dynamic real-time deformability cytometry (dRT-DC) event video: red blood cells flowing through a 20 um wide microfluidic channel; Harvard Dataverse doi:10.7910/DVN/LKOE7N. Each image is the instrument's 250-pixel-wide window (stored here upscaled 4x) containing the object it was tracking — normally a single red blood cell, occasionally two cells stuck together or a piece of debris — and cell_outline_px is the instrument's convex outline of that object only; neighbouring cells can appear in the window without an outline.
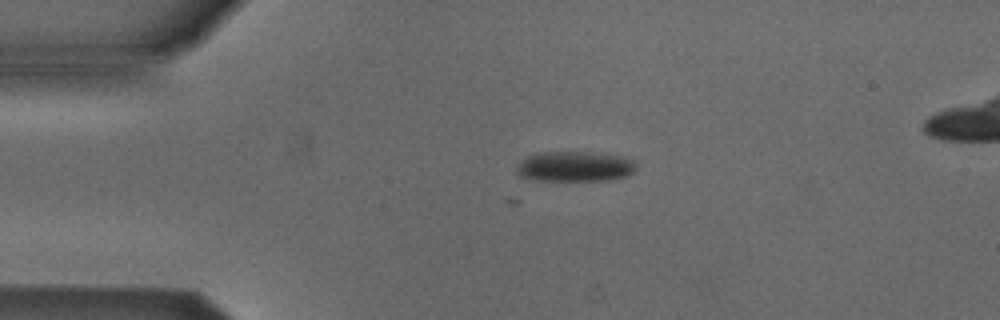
{"species": "Egyptian fruit bat (a non-hibernating species)", "species_latin": "Rousettus aegyptiacus", "temperature_condition": "cold", "stored_images_in_passage": 7, "camera_frame_rate_fps": 3000, "um_per_image_px": 0.085, "animal": {"sex": "male"}, "frame": {"image": 1, "passage_image": 1, "time_ms": 0.0, "image_size_px": [1000, 320], "cell_outline_px": [[636, 168], [632, 172], [624, 176], [608, 180], [532, 180], [520, 176], [516, 168], [528, 156], [544, 152], [592, 152], [620, 156], [632, 160], [636, 164]], "centroid_in_image_um": [48.87, 14.15], "position_along_channel_um": 36.1, "area_um2": 20.69}}
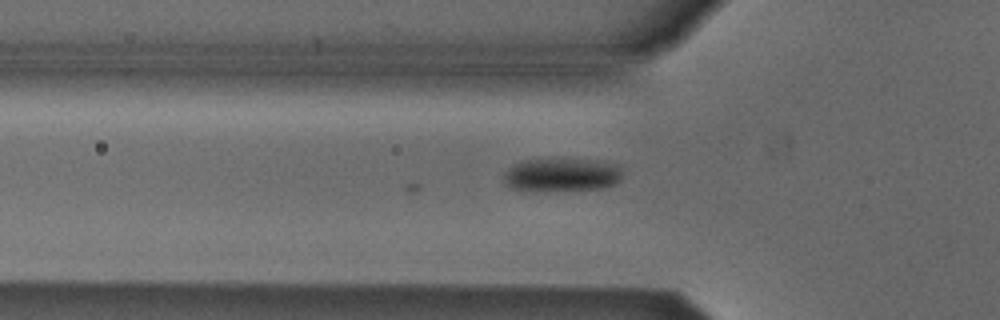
{"frame": {"image": 2, "passage_image": 7, "time_ms": 2.0, "image_size_px": [1000, 320], "cell_outline_px": [[620, 180], [616, 184], [600, 188], [512, 188], [504, 184], [504, 172], [508, 168], [524, 160], [600, 160], [616, 164], [620, 168]], "centroid_in_image_um": [47.78, 14.81], "position_along_channel_um": 78.0, "area_um2": 21.79}}